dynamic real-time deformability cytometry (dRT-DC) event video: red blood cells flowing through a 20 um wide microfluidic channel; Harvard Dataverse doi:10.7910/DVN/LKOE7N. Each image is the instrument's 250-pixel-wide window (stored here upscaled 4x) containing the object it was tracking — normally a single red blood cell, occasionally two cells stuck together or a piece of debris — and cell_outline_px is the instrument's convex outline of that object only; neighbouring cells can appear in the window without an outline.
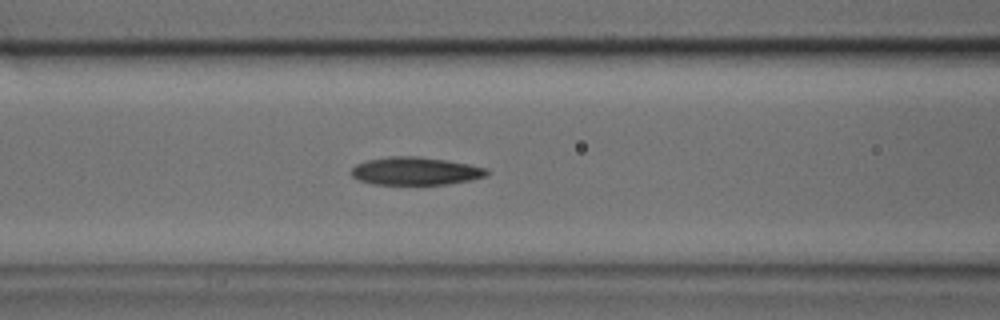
{"species": "common noctule bat (a hibernating species)", "species_latin": "Nyctalus noctula", "temperature_condition": "cold", "stored_images_in_passage": 31, "camera_frame_rate_fps": 3000, "um_per_image_px": 0.085, "animal": {"sex": "male", "body_mass_g": 17.9, "forearm_length_mm": 54.2}, "frame": {"image": 1, "passage_image": 12, "time_ms": 3.667, "image_size_px": [1000, 320], "cell_outline_px": [[492, 172], [488, 176], [472, 180], [448, 184], [372, 184], [360, 180], [352, 176], [348, 172], [356, 164], [368, 160], [388, 156], [416, 156], [444, 160], [468, 164], [488, 168]], "centroid_in_image_um": [35.35, 14.54], "position_along_channel_um": 131.3, "area_um2": 22.2}}
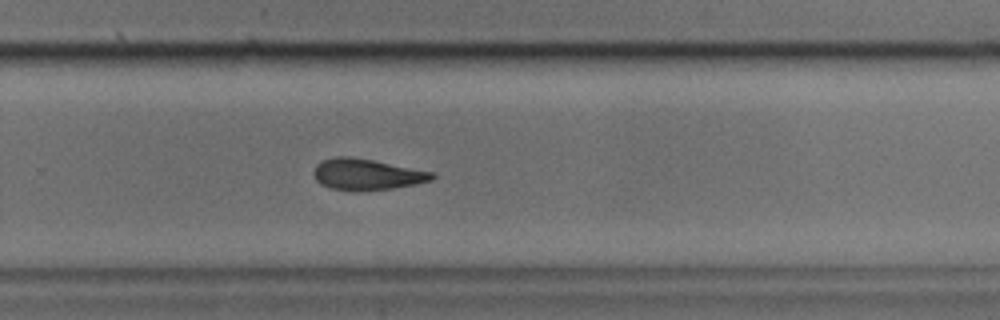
{"frame": {"image": 2, "passage_image": 22, "time_ms": 7.0, "image_size_px": [1000, 320], "cell_outline_px": [[436, 176], [432, 180], [416, 184], [392, 188], [360, 192], [352, 192], [328, 188], [320, 184], [316, 180], [312, 172], [316, 164], [320, 160], [336, 156], [352, 156], [432, 172]], "centroid_in_image_um": [31.1, 14.84], "position_along_channel_um": 298.7, "area_um2": 21.85}}